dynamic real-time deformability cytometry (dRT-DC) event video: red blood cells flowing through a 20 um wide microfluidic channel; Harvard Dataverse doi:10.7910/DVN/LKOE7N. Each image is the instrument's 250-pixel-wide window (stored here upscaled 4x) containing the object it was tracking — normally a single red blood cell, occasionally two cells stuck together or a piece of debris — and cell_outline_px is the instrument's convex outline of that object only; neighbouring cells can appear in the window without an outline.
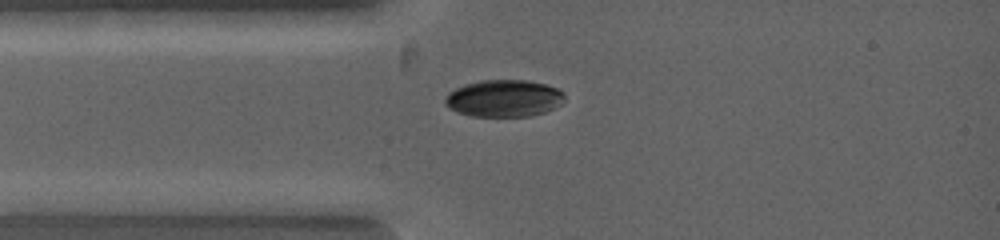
{"species": "common noctule bat (a hibernating species)", "species_latin": "Nyctalus noctula", "temperature_condition": "warm", "stored_images_in_passage": 4, "camera_frame_rate_fps": 5000, "um_per_image_px": 0.085, "animal": {"sex": "female", "body_mass_g": 19.0, "forearm_length_mm": 53.3}, "frame": {"image": 1, "passage_image": 2, "time_ms": 0.4, "image_size_px": [1000, 240], "cell_outline_px": [[564, 100], [556, 108], [532, 116], [472, 116], [456, 112], [448, 108], [444, 104], [444, 100], [448, 92], [464, 84], [480, 80], [524, 80], [544, 84], [556, 88], [564, 96]], "centroid_in_image_um": [42.78, 8.36], "position_along_channel_um": 42.2, "area_um2": 25.84}}